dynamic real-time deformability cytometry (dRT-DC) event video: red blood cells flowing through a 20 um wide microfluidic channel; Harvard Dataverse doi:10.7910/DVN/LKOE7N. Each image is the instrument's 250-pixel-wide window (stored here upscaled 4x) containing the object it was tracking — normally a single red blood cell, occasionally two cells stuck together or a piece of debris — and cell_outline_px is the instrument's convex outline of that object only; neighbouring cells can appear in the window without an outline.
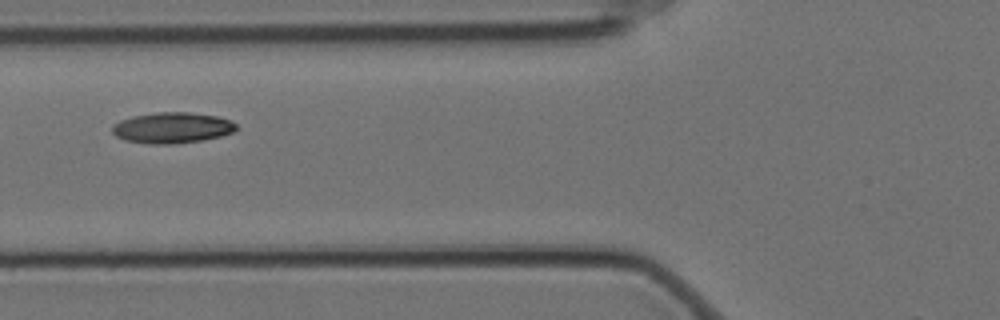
{"species": "Egyptian fruit bat (a non-hibernating species)", "species_latin": "Rousettus aegyptiacus", "temperature_condition": "cold", "stored_images_in_passage": 8, "camera_frame_rate_fps": 3000, "um_per_image_px": 0.085, "animal": {"sex": "female"}, "frame": {"image": 1, "passage_image": 5, "time_ms": 1.333, "image_size_px": [1000, 320], "cell_outline_px": [[236, 128], [232, 132], [220, 136], [200, 140], [168, 144], [148, 144], [124, 140], [116, 136], [112, 132], [112, 124], [120, 120], [132, 116], [156, 112], [188, 112], [216, 116], [232, 120], [236, 124]], "centroid_in_image_um": [14.59, 10.85], "position_along_channel_um": 111.2, "area_um2": 22.25}}
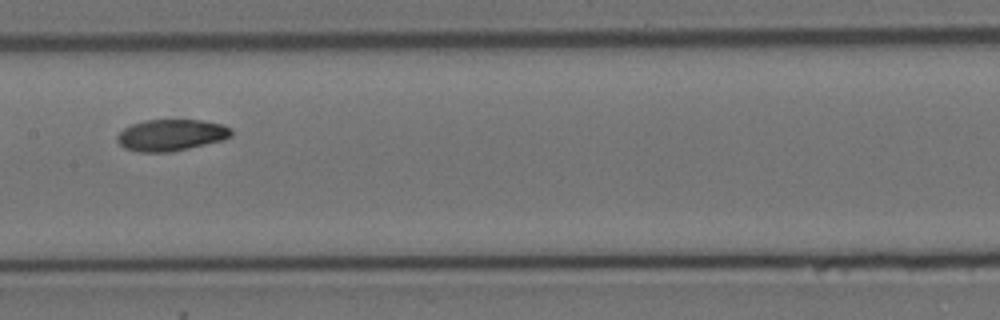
{"frame": {"image": 2, "passage_image": 7, "time_ms": 2.0, "image_size_px": [1000, 320], "cell_outline_px": [[232, 136], [224, 140], [172, 152], [140, 152], [124, 148], [116, 140], [116, 136], [124, 128], [132, 124], [144, 120], [200, 120], [220, 124], [232, 128]], "centroid_in_image_um": [14.55, 11.49], "position_along_channel_um": 192.9, "area_um2": 21.04}}
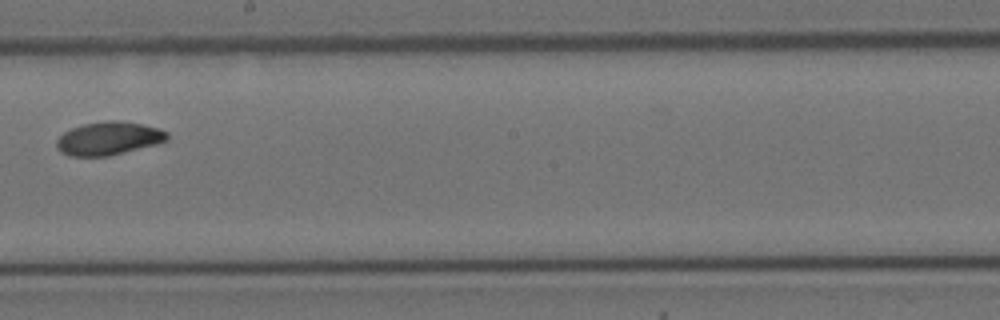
{"frame": {"image": 3, "passage_image": 8, "time_ms": 2.333, "image_size_px": [1000, 320], "cell_outline_px": [[168, 140], [156, 144], [108, 156], [72, 156], [60, 152], [56, 148], [56, 140], [64, 132], [72, 128], [84, 124], [108, 120], [120, 120], [140, 124], [156, 128], [168, 132]], "centroid_in_image_um": [9.21, 11.76], "position_along_channel_um": 239.0, "area_um2": 21.27}}